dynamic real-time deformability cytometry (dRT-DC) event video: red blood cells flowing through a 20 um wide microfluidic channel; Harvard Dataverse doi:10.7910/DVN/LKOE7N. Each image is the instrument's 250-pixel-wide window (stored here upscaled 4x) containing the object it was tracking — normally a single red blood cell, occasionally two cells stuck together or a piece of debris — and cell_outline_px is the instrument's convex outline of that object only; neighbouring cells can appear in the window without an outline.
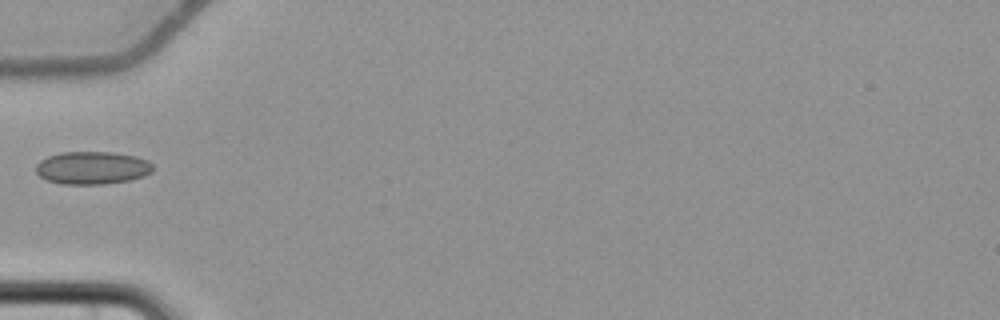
{"species": "common noctule bat (a hibernating species)", "species_latin": "Nyctalus noctula", "temperature_condition": "cold", "stored_images_in_passage": 4, "camera_frame_rate_fps": 3000, "um_per_image_px": 0.085, "animal": {"sex": "female", "body_mass_g": 22.7, "forearm_length_mm": 54.2}, "frame": {"image": 1, "passage_image": 4, "time_ms": 5.0, "image_size_px": [1000, 320], "cell_outline_px": [[152, 172], [144, 176], [128, 180], [104, 184], [60, 184], [48, 180], [40, 176], [36, 172], [36, 164], [40, 160], [48, 156], [60, 152], [112, 152], [136, 156], [148, 160], [152, 164]], "centroid_in_image_um": [7.83, 14.26], "position_along_channel_um": 77.2, "area_um2": 22.43}}